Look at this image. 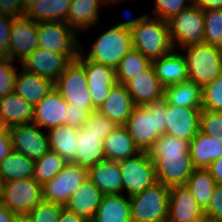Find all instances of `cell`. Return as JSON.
Returning <instances> with one entry per match:
<instances>
[{
  "instance_id": "obj_1",
  "label": "cell",
  "mask_w": 222,
  "mask_h": 222,
  "mask_svg": "<svg viewBox=\"0 0 222 222\" xmlns=\"http://www.w3.org/2000/svg\"><path fill=\"white\" fill-rule=\"evenodd\" d=\"M190 141L163 134L148 150L156 180L165 186L186 185L195 169L189 154Z\"/></svg>"
},
{
  "instance_id": "obj_2",
  "label": "cell",
  "mask_w": 222,
  "mask_h": 222,
  "mask_svg": "<svg viewBox=\"0 0 222 222\" xmlns=\"http://www.w3.org/2000/svg\"><path fill=\"white\" fill-rule=\"evenodd\" d=\"M167 103L164 99L135 105L124 125L140 151L148 152L158 137L165 134Z\"/></svg>"
},
{
  "instance_id": "obj_3",
  "label": "cell",
  "mask_w": 222,
  "mask_h": 222,
  "mask_svg": "<svg viewBox=\"0 0 222 222\" xmlns=\"http://www.w3.org/2000/svg\"><path fill=\"white\" fill-rule=\"evenodd\" d=\"M132 47L151 61L170 53L174 48L168 22L147 13L140 25L131 32Z\"/></svg>"
},
{
  "instance_id": "obj_4",
  "label": "cell",
  "mask_w": 222,
  "mask_h": 222,
  "mask_svg": "<svg viewBox=\"0 0 222 222\" xmlns=\"http://www.w3.org/2000/svg\"><path fill=\"white\" fill-rule=\"evenodd\" d=\"M181 49L186 50L183 56L187 63L188 80L203 87L222 73V51L219 47L198 43Z\"/></svg>"
},
{
  "instance_id": "obj_5",
  "label": "cell",
  "mask_w": 222,
  "mask_h": 222,
  "mask_svg": "<svg viewBox=\"0 0 222 222\" xmlns=\"http://www.w3.org/2000/svg\"><path fill=\"white\" fill-rule=\"evenodd\" d=\"M170 187L156 182L129 197L131 222H167Z\"/></svg>"
},
{
  "instance_id": "obj_6",
  "label": "cell",
  "mask_w": 222,
  "mask_h": 222,
  "mask_svg": "<svg viewBox=\"0 0 222 222\" xmlns=\"http://www.w3.org/2000/svg\"><path fill=\"white\" fill-rule=\"evenodd\" d=\"M132 49L130 31L113 26L96 39L85 57L115 69L121 59Z\"/></svg>"
},
{
  "instance_id": "obj_7",
  "label": "cell",
  "mask_w": 222,
  "mask_h": 222,
  "mask_svg": "<svg viewBox=\"0 0 222 222\" xmlns=\"http://www.w3.org/2000/svg\"><path fill=\"white\" fill-rule=\"evenodd\" d=\"M169 36L173 48L176 50L191 45L204 43V15L203 10L191 5L168 21Z\"/></svg>"
},
{
  "instance_id": "obj_8",
  "label": "cell",
  "mask_w": 222,
  "mask_h": 222,
  "mask_svg": "<svg viewBox=\"0 0 222 222\" xmlns=\"http://www.w3.org/2000/svg\"><path fill=\"white\" fill-rule=\"evenodd\" d=\"M119 165L122 175V193L124 190L127 191V197L141 193L157 182L153 160L145 151L119 161Z\"/></svg>"
},
{
  "instance_id": "obj_9",
  "label": "cell",
  "mask_w": 222,
  "mask_h": 222,
  "mask_svg": "<svg viewBox=\"0 0 222 222\" xmlns=\"http://www.w3.org/2000/svg\"><path fill=\"white\" fill-rule=\"evenodd\" d=\"M54 88L72 106L85 107L90 113L96 110L92 106L85 70L76 60L56 79Z\"/></svg>"
},
{
  "instance_id": "obj_10",
  "label": "cell",
  "mask_w": 222,
  "mask_h": 222,
  "mask_svg": "<svg viewBox=\"0 0 222 222\" xmlns=\"http://www.w3.org/2000/svg\"><path fill=\"white\" fill-rule=\"evenodd\" d=\"M37 33L39 48L63 55H79L80 53L77 32L65 22H39Z\"/></svg>"
},
{
  "instance_id": "obj_11",
  "label": "cell",
  "mask_w": 222,
  "mask_h": 222,
  "mask_svg": "<svg viewBox=\"0 0 222 222\" xmlns=\"http://www.w3.org/2000/svg\"><path fill=\"white\" fill-rule=\"evenodd\" d=\"M88 179V168L68 163L42 186L43 200L64 206L71 195Z\"/></svg>"
},
{
  "instance_id": "obj_12",
  "label": "cell",
  "mask_w": 222,
  "mask_h": 222,
  "mask_svg": "<svg viewBox=\"0 0 222 222\" xmlns=\"http://www.w3.org/2000/svg\"><path fill=\"white\" fill-rule=\"evenodd\" d=\"M42 200V185L33 178L4 182L0 202L14 214H28Z\"/></svg>"
},
{
  "instance_id": "obj_13",
  "label": "cell",
  "mask_w": 222,
  "mask_h": 222,
  "mask_svg": "<svg viewBox=\"0 0 222 222\" xmlns=\"http://www.w3.org/2000/svg\"><path fill=\"white\" fill-rule=\"evenodd\" d=\"M83 47L76 61L84 68L92 106L97 110L107 99L110 90L117 84L116 72L113 67L96 63L82 56Z\"/></svg>"
},
{
  "instance_id": "obj_14",
  "label": "cell",
  "mask_w": 222,
  "mask_h": 222,
  "mask_svg": "<svg viewBox=\"0 0 222 222\" xmlns=\"http://www.w3.org/2000/svg\"><path fill=\"white\" fill-rule=\"evenodd\" d=\"M11 138L13 151L22 153L29 159L37 160L45 155L49 149L47 132L34 124H20L7 129Z\"/></svg>"
},
{
  "instance_id": "obj_15",
  "label": "cell",
  "mask_w": 222,
  "mask_h": 222,
  "mask_svg": "<svg viewBox=\"0 0 222 222\" xmlns=\"http://www.w3.org/2000/svg\"><path fill=\"white\" fill-rule=\"evenodd\" d=\"M77 56L63 55L38 47L21 62V68L55 82Z\"/></svg>"
},
{
  "instance_id": "obj_16",
  "label": "cell",
  "mask_w": 222,
  "mask_h": 222,
  "mask_svg": "<svg viewBox=\"0 0 222 222\" xmlns=\"http://www.w3.org/2000/svg\"><path fill=\"white\" fill-rule=\"evenodd\" d=\"M38 48L37 23L26 15L14 18L10 30L8 58L24 61Z\"/></svg>"
},
{
  "instance_id": "obj_17",
  "label": "cell",
  "mask_w": 222,
  "mask_h": 222,
  "mask_svg": "<svg viewBox=\"0 0 222 222\" xmlns=\"http://www.w3.org/2000/svg\"><path fill=\"white\" fill-rule=\"evenodd\" d=\"M204 217V209L186 185L170 187L167 222H198Z\"/></svg>"
},
{
  "instance_id": "obj_18",
  "label": "cell",
  "mask_w": 222,
  "mask_h": 222,
  "mask_svg": "<svg viewBox=\"0 0 222 222\" xmlns=\"http://www.w3.org/2000/svg\"><path fill=\"white\" fill-rule=\"evenodd\" d=\"M201 110L167 104L165 134L191 141L200 131Z\"/></svg>"
},
{
  "instance_id": "obj_19",
  "label": "cell",
  "mask_w": 222,
  "mask_h": 222,
  "mask_svg": "<svg viewBox=\"0 0 222 222\" xmlns=\"http://www.w3.org/2000/svg\"><path fill=\"white\" fill-rule=\"evenodd\" d=\"M68 103L54 88L38 104L34 106L32 123L43 129H50L65 124Z\"/></svg>"
},
{
  "instance_id": "obj_20",
  "label": "cell",
  "mask_w": 222,
  "mask_h": 222,
  "mask_svg": "<svg viewBox=\"0 0 222 222\" xmlns=\"http://www.w3.org/2000/svg\"><path fill=\"white\" fill-rule=\"evenodd\" d=\"M125 86L135 105H146L163 99L164 87L153 66L128 81Z\"/></svg>"
},
{
  "instance_id": "obj_21",
  "label": "cell",
  "mask_w": 222,
  "mask_h": 222,
  "mask_svg": "<svg viewBox=\"0 0 222 222\" xmlns=\"http://www.w3.org/2000/svg\"><path fill=\"white\" fill-rule=\"evenodd\" d=\"M88 179L104 194H122L119 161L104 159L88 168Z\"/></svg>"
},
{
  "instance_id": "obj_22",
  "label": "cell",
  "mask_w": 222,
  "mask_h": 222,
  "mask_svg": "<svg viewBox=\"0 0 222 222\" xmlns=\"http://www.w3.org/2000/svg\"><path fill=\"white\" fill-rule=\"evenodd\" d=\"M134 106L126 86L117 83L97 111L120 126L126 124Z\"/></svg>"
},
{
  "instance_id": "obj_23",
  "label": "cell",
  "mask_w": 222,
  "mask_h": 222,
  "mask_svg": "<svg viewBox=\"0 0 222 222\" xmlns=\"http://www.w3.org/2000/svg\"><path fill=\"white\" fill-rule=\"evenodd\" d=\"M54 89V82L41 77L35 73L21 69L17 71L14 92L35 106L38 104L50 91Z\"/></svg>"
},
{
  "instance_id": "obj_24",
  "label": "cell",
  "mask_w": 222,
  "mask_h": 222,
  "mask_svg": "<svg viewBox=\"0 0 222 222\" xmlns=\"http://www.w3.org/2000/svg\"><path fill=\"white\" fill-rule=\"evenodd\" d=\"M103 193L87 179L68 199L64 207L91 222L103 198Z\"/></svg>"
},
{
  "instance_id": "obj_25",
  "label": "cell",
  "mask_w": 222,
  "mask_h": 222,
  "mask_svg": "<svg viewBox=\"0 0 222 222\" xmlns=\"http://www.w3.org/2000/svg\"><path fill=\"white\" fill-rule=\"evenodd\" d=\"M152 66L164 88L188 80L186 59L182 53L175 52V49L167 55L153 60Z\"/></svg>"
},
{
  "instance_id": "obj_26",
  "label": "cell",
  "mask_w": 222,
  "mask_h": 222,
  "mask_svg": "<svg viewBox=\"0 0 222 222\" xmlns=\"http://www.w3.org/2000/svg\"><path fill=\"white\" fill-rule=\"evenodd\" d=\"M34 118V106L14 91L0 98V119L5 127L29 124Z\"/></svg>"
},
{
  "instance_id": "obj_27",
  "label": "cell",
  "mask_w": 222,
  "mask_h": 222,
  "mask_svg": "<svg viewBox=\"0 0 222 222\" xmlns=\"http://www.w3.org/2000/svg\"><path fill=\"white\" fill-rule=\"evenodd\" d=\"M78 129L67 124L50 128L47 132L49 149L60 155L67 163L76 164Z\"/></svg>"
},
{
  "instance_id": "obj_28",
  "label": "cell",
  "mask_w": 222,
  "mask_h": 222,
  "mask_svg": "<svg viewBox=\"0 0 222 222\" xmlns=\"http://www.w3.org/2000/svg\"><path fill=\"white\" fill-rule=\"evenodd\" d=\"M130 199L126 194L103 195L91 222H131Z\"/></svg>"
},
{
  "instance_id": "obj_29",
  "label": "cell",
  "mask_w": 222,
  "mask_h": 222,
  "mask_svg": "<svg viewBox=\"0 0 222 222\" xmlns=\"http://www.w3.org/2000/svg\"><path fill=\"white\" fill-rule=\"evenodd\" d=\"M106 0H71L66 23L75 31L87 30L98 23L99 7Z\"/></svg>"
},
{
  "instance_id": "obj_30",
  "label": "cell",
  "mask_w": 222,
  "mask_h": 222,
  "mask_svg": "<svg viewBox=\"0 0 222 222\" xmlns=\"http://www.w3.org/2000/svg\"><path fill=\"white\" fill-rule=\"evenodd\" d=\"M189 154L194 168L206 169L214 160L222 157V144L199 131L190 141Z\"/></svg>"
},
{
  "instance_id": "obj_31",
  "label": "cell",
  "mask_w": 222,
  "mask_h": 222,
  "mask_svg": "<svg viewBox=\"0 0 222 222\" xmlns=\"http://www.w3.org/2000/svg\"><path fill=\"white\" fill-rule=\"evenodd\" d=\"M163 99L169 105L202 109V87L186 80L164 88Z\"/></svg>"
},
{
  "instance_id": "obj_32",
  "label": "cell",
  "mask_w": 222,
  "mask_h": 222,
  "mask_svg": "<svg viewBox=\"0 0 222 222\" xmlns=\"http://www.w3.org/2000/svg\"><path fill=\"white\" fill-rule=\"evenodd\" d=\"M77 139V165L89 168L106 159L103 147L104 142L100 141V136L88 133L81 127L78 129Z\"/></svg>"
},
{
  "instance_id": "obj_33",
  "label": "cell",
  "mask_w": 222,
  "mask_h": 222,
  "mask_svg": "<svg viewBox=\"0 0 222 222\" xmlns=\"http://www.w3.org/2000/svg\"><path fill=\"white\" fill-rule=\"evenodd\" d=\"M105 158L114 161L125 160L135 156L140 150L134 144L133 138L124 125L118 126L104 140Z\"/></svg>"
},
{
  "instance_id": "obj_34",
  "label": "cell",
  "mask_w": 222,
  "mask_h": 222,
  "mask_svg": "<svg viewBox=\"0 0 222 222\" xmlns=\"http://www.w3.org/2000/svg\"><path fill=\"white\" fill-rule=\"evenodd\" d=\"M71 0H37L25 12V15L36 23L65 22Z\"/></svg>"
},
{
  "instance_id": "obj_35",
  "label": "cell",
  "mask_w": 222,
  "mask_h": 222,
  "mask_svg": "<svg viewBox=\"0 0 222 222\" xmlns=\"http://www.w3.org/2000/svg\"><path fill=\"white\" fill-rule=\"evenodd\" d=\"M34 160L16 151H12L0 162V177L4 182L32 178Z\"/></svg>"
},
{
  "instance_id": "obj_36",
  "label": "cell",
  "mask_w": 222,
  "mask_h": 222,
  "mask_svg": "<svg viewBox=\"0 0 222 222\" xmlns=\"http://www.w3.org/2000/svg\"><path fill=\"white\" fill-rule=\"evenodd\" d=\"M152 66V61L138 50H130L115 68L118 84L125 85L128 81L145 72Z\"/></svg>"
},
{
  "instance_id": "obj_37",
  "label": "cell",
  "mask_w": 222,
  "mask_h": 222,
  "mask_svg": "<svg viewBox=\"0 0 222 222\" xmlns=\"http://www.w3.org/2000/svg\"><path fill=\"white\" fill-rule=\"evenodd\" d=\"M186 186L198 204L205 209L213 195L216 183L207 169L195 168L188 178Z\"/></svg>"
},
{
  "instance_id": "obj_38",
  "label": "cell",
  "mask_w": 222,
  "mask_h": 222,
  "mask_svg": "<svg viewBox=\"0 0 222 222\" xmlns=\"http://www.w3.org/2000/svg\"><path fill=\"white\" fill-rule=\"evenodd\" d=\"M68 163L56 152L49 150L41 158L34 161L32 178L44 185L62 171Z\"/></svg>"
},
{
  "instance_id": "obj_39",
  "label": "cell",
  "mask_w": 222,
  "mask_h": 222,
  "mask_svg": "<svg viewBox=\"0 0 222 222\" xmlns=\"http://www.w3.org/2000/svg\"><path fill=\"white\" fill-rule=\"evenodd\" d=\"M204 43L221 48L222 9L204 10Z\"/></svg>"
},
{
  "instance_id": "obj_40",
  "label": "cell",
  "mask_w": 222,
  "mask_h": 222,
  "mask_svg": "<svg viewBox=\"0 0 222 222\" xmlns=\"http://www.w3.org/2000/svg\"><path fill=\"white\" fill-rule=\"evenodd\" d=\"M202 109L222 112V73L202 87Z\"/></svg>"
},
{
  "instance_id": "obj_41",
  "label": "cell",
  "mask_w": 222,
  "mask_h": 222,
  "mask_svg": "<svg viewBox=\"0 0 222 222\" xmlns=\"http://www.w3.org/2000/svg\"><path fill=\"white\" fill-rule=\"evenodd\" d=\"M118 127V125L99 113L97 110L89 114L88 120L83 124V129L88 133L100 136L103 141Z\"/></svg>"
},
{
  "instance_id": "obj_42",
  "label": "cell",
  "mask_w": 222,
  "mask_h": 222,
  "mask_svg": "<svg viewBox=\"0 0 222 222\" xmlns=\"http://www.w3.org/2000/svg\"><path fill=\"white\" fill-rule=\"evenodd\" d=\"M200 131L222 144V112L202 109L200 112Z\"/></svg>"
},
{
  "instance_id": "obj_43",
  "label": "cell",
  "mask_w": 222,
  "mask_h": 222,
  "mask_svg": "<svg viewBox=\"0 0 222 222\" xmlns=\"http://www.w3.org/2000/svg\"><path fill=\"white\" fill-rule=\"evenodd\" d=\"M63 207L62 205L42 200L28 214L33 222H58Z\"/></svg>"
},
{
  "instance_id": "obj_44",
  "label": "cell",
  "mask_w": 222,
  "mask_h": 222,
  "mask_svg": "<svg viewBox=\"0 0 222 222\" xmlns=\"http://www.w3.org/2000/svg\"><path fill=\"white\" fill-rule=\"evenodd\" d=\"M155 10L154 17H158L163 21H168L173 16L179 14L182 10L192 5V0H154ZM190 1L187 5L185 2Z\"/></svg>"
},
{
  "instance_id": "obj_45",
  "label": "cell",
  "mask_w": 222,
  "mask_h": 222,
  "mask_svg": "<svg viewBox=\"0 0 222 222\" xmlns=\"http://www.w3.org/2000/svg\"><path fill=\"white\" fill-rule=\"evenodd\" d=\"M14 61L10 58H0V98L13 92L16 77Z\"/></svg>"
},
{
  "instance_id": "obj_46",
  "label": "cell",
  "mask_w": 222,
  "mask_h": 222,
  "mask_svg": "<svg viewBox=\"0 0 222 222\" xmlns=\"http://www.w3.org/2000/svg\"><path fill=\"white\" fill-rule=\"evenodd\" d=\"M204 216L215 222H222V184H216L210 202L204 209Z\"/></svg>"
},
{
  "instance_id": "obj_47",
  "label": "cell",
  "mask_w": 222,
  "mask_h": 222,
  "mask_svg": "<svg viewBox=\"0 0 222 222\" xmlns=\"http://www.w3.org/2000/svg\"><path fill=\"white\" fill-rule=\"evenodd\" d=\"M67 108L65 124L76 129L83 127V124L88 120L90 112L85 107L72 106L70 103H68Z\"/></svg>"
},
{
  "instance_id": "obj_48",
  "label": "cell",
  "mask_w": 222,
  "mask_h": 222,
  "mask_svg": "<svg viewBox=\"0 0 222 222\" xmlns=\"http://www.w3.org/2000/svg\"><path fill=\"white\" fill-rule=\"evenodd\" d=\"M13 19L0 14V58H8V45Z\"/></svg>"
},
{
  "instance_id": "obj_49",
  "label": "cell",
  "mask_w": 222,
  "mask_h": 222,
  "mask_svg": "<svg viewBox=\"0 0 222 222\" xmlns=\"http://www.w3.org/2000/svg\"><path fill=\"white\" fill-rule=\"evenodd\" d=\"M21 0H0V14L11 18L25 16Z\"/></svg>"
},
{
  "instance_id": "obj_50",
  "label": "cell",
  "mask_w": 222,
  "mask_h": 222,
  "mask_svg": "<svg viewBox=\"0 0 222 222\" xmlns=\"http://www.w3.org/2000/svg\"><path fill=\"white\" fill-rule=\"evenodd\" d=\"M124 13H125L126 18L128 19H126V21L119 23L118 25H116V27H120L121 29L130 31V32L134 30L136 27H138L140 23L142 22V20L147 15L145 14L140 17H136V19L135 18L133 19L132 14L129 10H126V12Z\"/></svg>"
},
{
  "instance_id": "obj_51",
  "label": "cell",
  "mask_w": 222,
  "mask_h": 222,
  "mask_svg": "<svg viewBox=\"0 0 222 222\" xmlns=\"http://www.w3.org/2000/svg\"><path fill=\"white\" fill-rule=\"evenodd\" d=\"M12 151L11 138L9 131L6 130L0 135V162L4 160Z\"/></svg>"
},
{
  "instance_id": "obj_52",
  "label": "cell",
  "mask_w": 222,
  "mask_h": 222,
  "mask_svg": "<svg viewBox=\"0 0 222 222\" xmlns=\"http://www.w3.org/2000/svg\"><path fill=\"white\" fill-rule=\"evenodd\" d=\"M216 184H222V157L214 160L207 168Z\"/></svg>"
},
{
  "instance_id": "obj_53",
  "label": "cell",
  "mask_w": 222,
  "mask_h": 222,
  "mask_svg": "<svg viewBox=\"0 0 222 222\" xmlns=\"http://www.w3.org/2000/svg\"><path fill=\"white\" fill-rule=\"evenodd\" d=\"M192 5L201 10L222 9V0H192Z\"/></svg>"
},
{
  "instance_id": "obj_54",
  "label": "cell",
  "mask_w": 222,
  "mask_h": 222,
  "mask_svg": "<svg viewBox=\"0 0 222 222\" xmlns=\"http://www.w3.org/2000/svg\"><path fill=\"white\" fill-rule=\"evenodd\" d=\"M58 222H88L75 212L67 210L65 207L61 209Z\"/></svg>"
},
{
  "instance_id": "obj_55",
  "label": "cell",
  "mask_w": 222,
  "mask_h": 222,
  "mask_svg": "<svg viewBox=\"0 0 222 222\" xmlns=\"http://www.w3.org/2000/svg\"><path fill=\"white\" fill-rule=\"evenodd\" d=\"M15 214L0 202V222H13Z\"/></svg>"
},
{
  "instance_id": "obj_56",
  "label": "cell",
  "mask_w": 222,
  "mask_h": 222,
  "mask_svg": "<svg viewBox=\"0 0 222 222\" xmlns=\"http://www.w3.org/2000/svg\"><path fill=\"white\" fill-rule=\"evenodd\" d=\"M13 222H33L29 214H15Z\"/></svg>"
},
{
  "instance_id": "obj_57",
  "label": "cell",
  "mask_w": 222,
  "mask_h": 222,
  "mask_svg": "<svg viewBox=\"0 0 222 222\" xmlns=\"http://www.w3.org/2000/svg\"><path fill=\"white\" fill-rule=\"evenodd\" d=\"M37 0H21L22 7L26 11Z\"/></svg>"
},
{
  "instance_id": "obj_58",
  "label": "cell",
  "mask_w": 222,
  "mask_h": 222,
  "mask_svg": "<svg viewBox=\"0 0 222 222\" xmlns=\"http://www.w3.org/2000/svg\"><path fill=\"white\" fill-rule=\"evenodd\" d=\"M7 130L5 125L3 124L2 120L0 119V135Z\"/></svg>"
},
{
  "instance_id": "obj_59",
  "label": "cell",
  "mask_w": 222,
  "mask_h": 222,
  "mask_svg": "<svg viewBox=\"0 0 222 222\" xmlns=\"http://www.w3.org/2000/svg\"><path fill=\"white\" fill-rule=\"evenodd\" d=\"M3 186H4V181H3V179L0 177V200H1V198H2Z\"/></svg>"
},
{
  "instance_id": "obj_60",
  "label": "cell",
  "mask_w": 222,
  "mask_h": 222,
  "mask_svg": "<svg viewBox=\"0 0 222 222\" xmlns=\"http://www.w3.org/2000/svg\"><path fill=\"white\" fill-rule=\"evenodd\" d=\"M106 1H107V4L113 5L115 3H118V2L124 1V0H106Z\"/></svg>"
},
{
  "instance_id": "obj_61",
  "label": "cell",
  "mask_w": 222,
  "mask_h": 222,
  "mask_svg": "<svg viewBox=\"0 0 222 222\" xmlns=\"http://www.w3.org/2000/svg\"><path fill=\"white\" fill-rule=\"evenodd\" d=\"M198 222H215V221H213L212 219H209V218L204 217L203 219H201V220L198 221Z\"/></svg>"
}]
</instances>
